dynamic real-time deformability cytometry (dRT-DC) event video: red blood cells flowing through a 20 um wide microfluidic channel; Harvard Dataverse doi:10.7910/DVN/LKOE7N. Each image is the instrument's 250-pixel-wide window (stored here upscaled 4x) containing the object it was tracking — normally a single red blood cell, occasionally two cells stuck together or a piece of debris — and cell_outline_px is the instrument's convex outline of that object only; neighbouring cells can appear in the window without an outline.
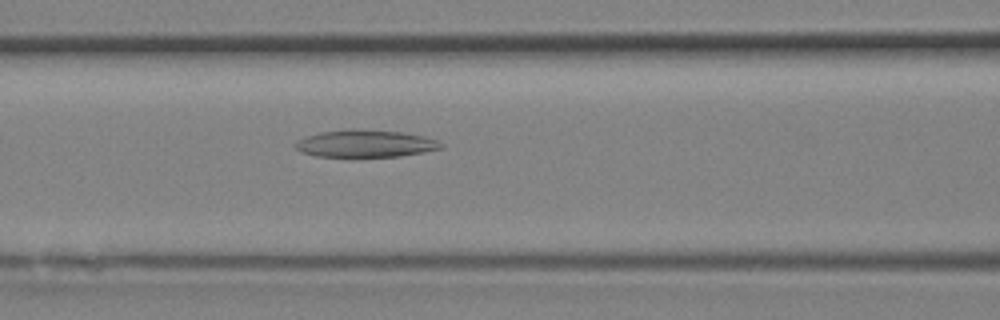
{"species": "Egyptian fruit bat (a non-hibernating species)", "species_latin": "Rousettus aegyptiacus", "temperature_condition": "room temperature", "stored_images_in_passage": 20, "segment_of_instrument_passage": [1, 2], "camera_frame_rate_fps": 3000, "um_per_image_px": 0.085, "animal": {"sex": "female"}, "frame": {"image": 1, "passage_image": 4, "time_ms": 1.0, "image_size_px": [1000, 320], "cell_outline_px": [[444, 144], [440, 148], [420, 152], [396, 156], [316, 156], [300, 152], [296, 148], [296, 140], [320, 132], [344, 128], [356, 128], [404, 132], [424, 136], [436, 140]], "centroid_in_image_um": [31.01, 12.17], "position_along_channel_um": 135.6, "area_um2": 23.06}}
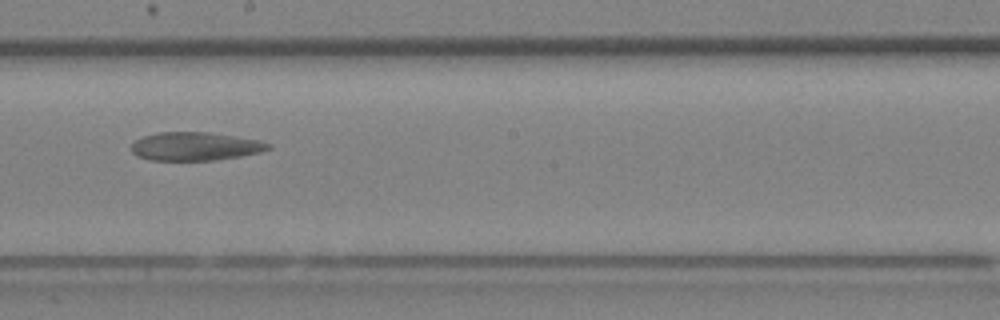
{"frame": {"image": 2, "passage_image": 8, "time_ms": 2.333, "image_size_px": [1000, 320], "cell_outline_px": [[272, 148], [260, 152], [240, 156], [216, 160], [148, 160], [136, 156], [132, 152], [132, 144], [136, 140], [144, 136], [160, 132], [208, 132], [236, 136], [260, 140], [272, 144]], "centroid_in_image_um": [16.62, 12.44], "position_along_channel_um": 231.6, "area_um2": 22.72}}
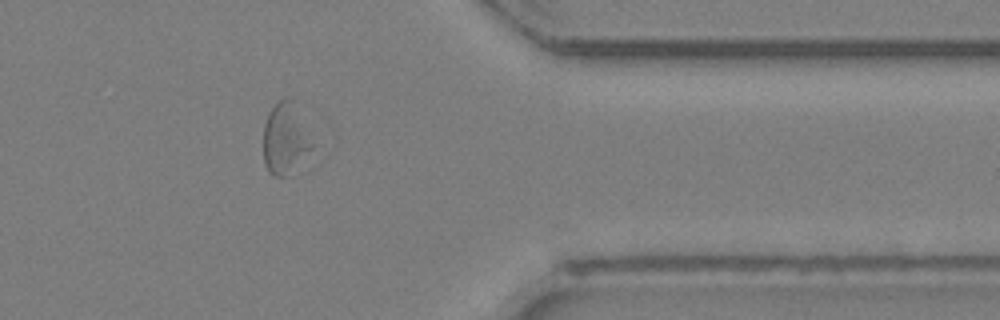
{"frame": {"image": 3, "passage_image": 15, "time_ms": 4.667, "image_size_px": [1000, 320], "cell_outline_px": [[312, 152], [284, 176], [272, 176], [268, 172], [264, 164], [264, 124], [268, 112], [280, 100], [288, 96], [292, 100], [312, 144]], "centroid_in_image_um": [24.2, 11.8], "position_along_channel_um": 387.2, "area_um2": 19.59}}